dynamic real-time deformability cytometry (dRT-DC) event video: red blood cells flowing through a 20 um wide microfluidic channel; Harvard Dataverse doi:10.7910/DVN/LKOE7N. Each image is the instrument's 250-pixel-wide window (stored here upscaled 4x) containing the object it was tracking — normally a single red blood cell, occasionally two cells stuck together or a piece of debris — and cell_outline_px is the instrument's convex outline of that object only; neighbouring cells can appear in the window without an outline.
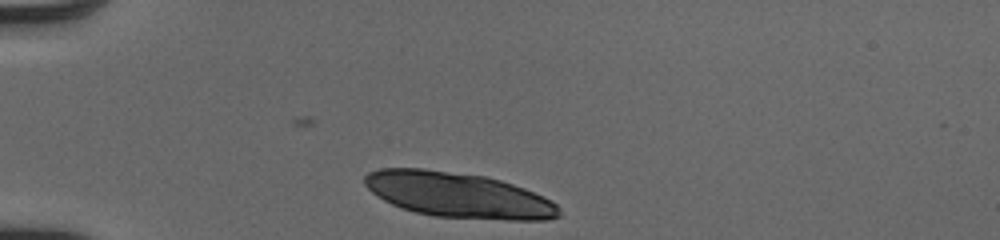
{"species": "human", "species_latin": "Homo sapiens", "temperature_condition": "cold", "stored_images_in_passage": 30, "segment_of_instrument_passage": [1, 2], "camera_frame_rate_fps": 3000, "um_per_image_px": 0.085, "donor": {"sex": "male"}, "frame": {"image": 1, "passage_image": 1, "time_ms": 0.0, "image_size_px": [1000, 240], "cell_outline_px": [[560, 216], [548, 220], [508, 220], [432, 216], [400, 208], [376, 196], [364, 184], [364, 176], [368, 172], [380, 168], [424, 168], [484, 176], [500, 180], [524, 188], [544, 196], [552, 200], [560, 208]], "centroid_in_image_um": [38.96, 16.58], "position_along_channel_um": 46.0, "area_um2": 51.5}}